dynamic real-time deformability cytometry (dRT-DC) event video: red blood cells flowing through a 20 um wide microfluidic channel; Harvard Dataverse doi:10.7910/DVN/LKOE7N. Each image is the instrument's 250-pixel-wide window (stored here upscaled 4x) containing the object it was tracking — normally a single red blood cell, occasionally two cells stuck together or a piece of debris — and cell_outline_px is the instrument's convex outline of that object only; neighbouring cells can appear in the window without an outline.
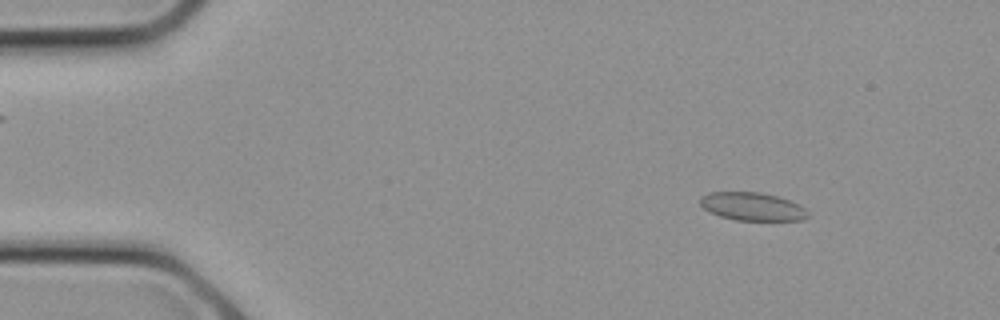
{"species": "common noctule bat (a hibernating species)", "species_latin": "Nyctalus noctula", "temperature_condition": "cold", "stored_images_in_passage": 8, "camera_frame_rate_fps": 3000, "um_per_image_px": 0.085, "animal": {"sex": "female", "body_mass_g": 21.9}, "frame": {"image": 1, "passage_image": 3, "time_ms": 0.667, "image_size_px": [1000, 320], "cell_outline_px": [[808, 216], [804, 220], [736, 220], [720, 216], [704, 208], [700, 204], [700, 196], [708, 192], [760, 192], [792, 200], [800, 204], [808, 212]], "centroid_in_image_um": [63.97, 17.54], "position_along_channel_um": 21.0, "area_um2": 17.69}}